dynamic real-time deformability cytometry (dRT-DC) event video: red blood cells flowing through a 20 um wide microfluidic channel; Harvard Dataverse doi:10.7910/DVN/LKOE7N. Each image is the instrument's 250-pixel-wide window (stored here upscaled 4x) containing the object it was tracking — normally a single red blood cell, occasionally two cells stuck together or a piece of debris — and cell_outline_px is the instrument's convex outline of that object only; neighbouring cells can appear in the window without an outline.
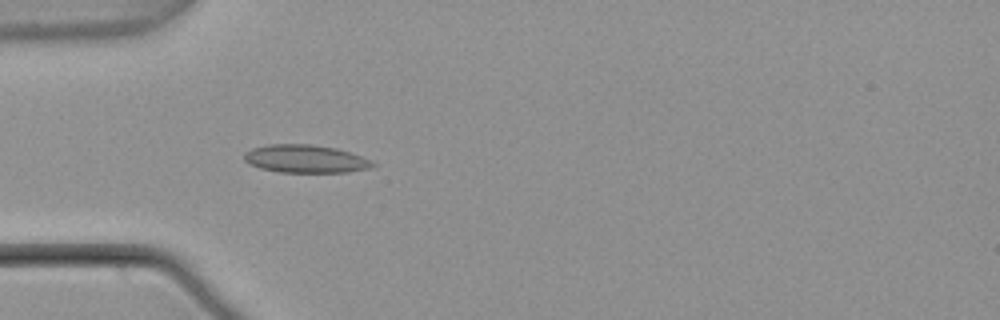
{"species": "common noctule bat (a hibernating species)", "species_latin": "Nyctalus noctula", "temperature_condition": "warm", "stored_images_in_passage": 4, "camera_frame_rate_fps": 3000, "um_per_image_px": 0.085, "animal": {"sex": "male", "body_mass_g": 21.5, "forearm_length_mm": 52.0}, "frame": {"image": 1, "passage_image": 4, "time_ms": 1.0, "image_size_px": [1000, 320], "cell_outline_px": [[376, 164], [372, 168], [348, 172], [280, 172], [260, 168], [248, 164], [244, 160], [244, 152], [252, 148], [268, 144], [312, 144], [336, 148], [372, 160]], "centroid_in_image_um": [25.95, 13.5], "position_along_channel_um": 59.0, "area_um2": 21.04}}